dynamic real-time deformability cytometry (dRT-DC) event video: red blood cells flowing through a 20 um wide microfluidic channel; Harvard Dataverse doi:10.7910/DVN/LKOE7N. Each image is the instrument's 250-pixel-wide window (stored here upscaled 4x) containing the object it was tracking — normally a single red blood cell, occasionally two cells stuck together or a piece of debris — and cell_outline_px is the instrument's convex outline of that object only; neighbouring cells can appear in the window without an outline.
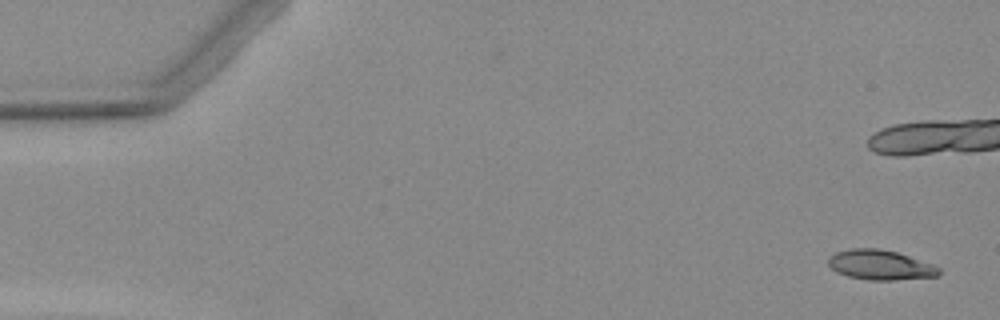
{"species": "Egyptian fruit bat (a non-hibernating species)", "species_latin": "Rousettus aegyptiacus", "temperature_condition": "warm", "stored_images_in_passage": 6, "camera_frame_rate_fps": 3000, "um_per_image_px": 0.085, "animal": {"sex": "female"}, "frame": {"image": 1, "passage_image": 1, "time_ms": 0.0, "image_size_px": [1000, 320], "cell_outline_px": [[940, 272], [936, 276], [896, 280], [868, 280], [848, 276], [836, 272], [828, 264], [828, 256], [836, 252], [848, 248], [876, 248], [896, 252], [932, 264], [940, 268]], "centroid_in_image_um": [74.78, 22.52], "position_along_channel_um": 10.2, "area_um2": 19.19}}
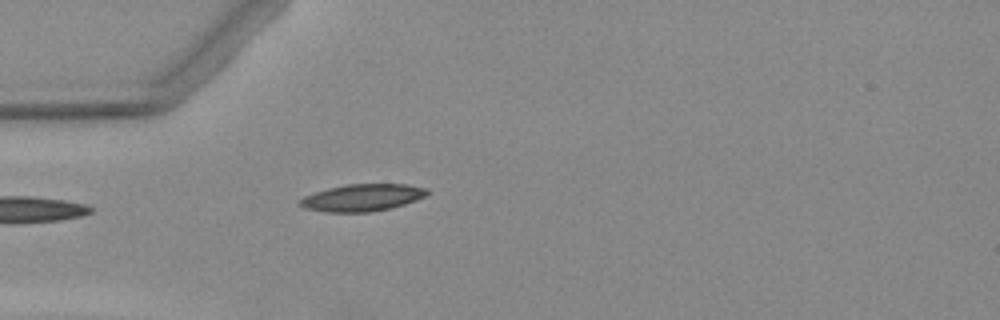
{"frame": {"image": 2, "passage_image": 6, "time_ms": 7.0, "image_size_px": [1000, 320], "cell_outline_px": [[428, 192], [424, 196], [416, 200], [392, 208], [368, 212], [324, 212], [304, 208], [296, 204], [296, 200], [304, 196], [328, 188], [348, 184], [408, 184], [428, 188]], "centroid_in_image_um": [30.75, 16.8], "position_along_channel_um": 54.3, "area_um2": 20.23}}